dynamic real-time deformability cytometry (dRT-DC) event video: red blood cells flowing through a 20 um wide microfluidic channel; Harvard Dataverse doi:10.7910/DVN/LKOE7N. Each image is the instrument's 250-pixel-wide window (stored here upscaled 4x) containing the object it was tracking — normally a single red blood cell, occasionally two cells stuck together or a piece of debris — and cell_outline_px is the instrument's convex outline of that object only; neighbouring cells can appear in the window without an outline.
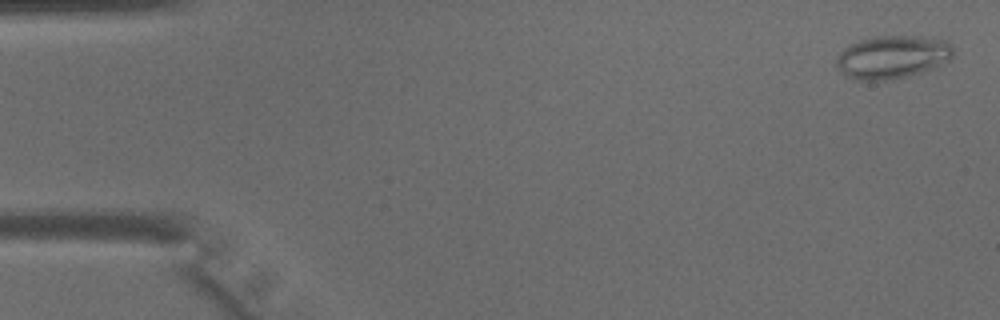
{"species": "common noctule bat (a hibernating species)", "species_latin": "Nyctalus noctula", "temperature_condition": "warm", "stored_images_in_passage": 44, "camera_frame_rate_fps": 3000, "um_per_image_px": 0.085, "animal": {"sex": "male", "body_mass_g": 15.6}, "frame": {"image": 1, "passage_image": 2, "time_ms": 0.333, "image_size_px": [1000, 320], "cell_outline_px": [[952, 56], [948, 60], [932, 68], [920, 72], [904, 76], [884, 80], [856, 80], [844, 76], [836, 64], [836, 56], [844, 48], [860, 40], [872, 36], [924, 36], [948, 40], [952, 48]], "centroid_in_image_um": [75.82, 4.83], "position_along_channel_um": 9.2, "area_um2": 29.19}}
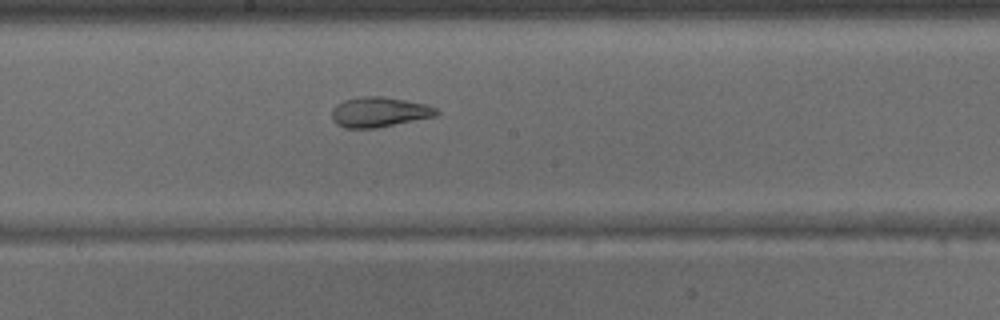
{"frame": {"image": 2, "passage_image": 24, "time_ms": 7.667, "image_size_px": [1000, 320], "cell_outline_px": [[440, 112], [436, 116], [376, 128], [344, 128], [336, 124], [332, 120], [332, 108], [336, 104], [344, 100], [360, 96], [384, 96], [424, 104], [436, 108]], "centroid_in_image_um": [32.19, 9.52], "position_along_channel_um": 216.0, "area_um2": 18.38}}
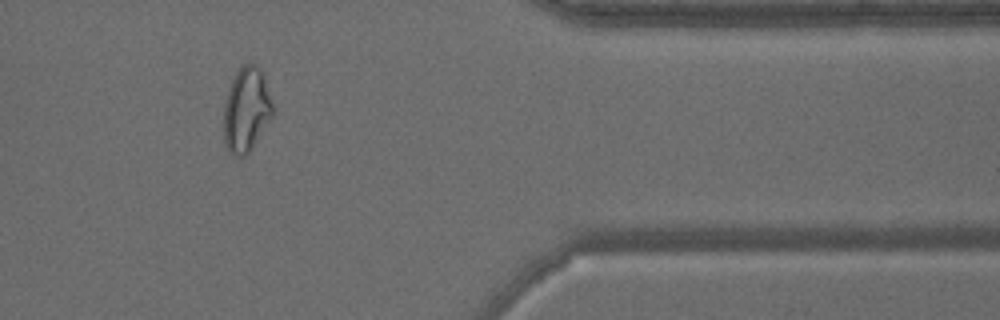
{"frame": {"image": 3, "passage_image": 37, "time_ms": 12.0, "image_size_px": [1000, 320], "cell_outline_px": [[272, 120], [252, 148], [244, 156], [240, 156], [228, 152], [224, 144], [224, 104], [228, 88], [236, 72], [244, 64], [256, 64], [264, 72], [272, 100]], "centroid_in_image_um": [20.96, 9.32], "position_along_channel_um": 390.4, "area_um2": 24.51}}